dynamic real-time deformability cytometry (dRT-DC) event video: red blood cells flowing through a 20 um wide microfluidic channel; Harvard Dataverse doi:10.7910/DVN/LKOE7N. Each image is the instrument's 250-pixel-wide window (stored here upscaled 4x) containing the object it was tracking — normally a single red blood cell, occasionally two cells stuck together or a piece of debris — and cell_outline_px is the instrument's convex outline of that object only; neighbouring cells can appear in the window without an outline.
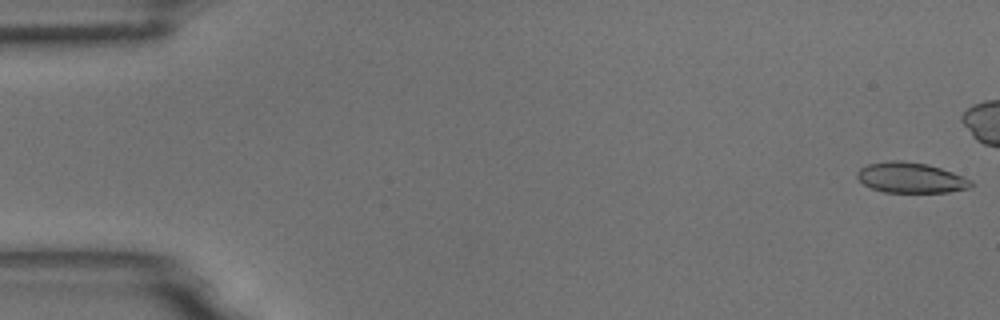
{"species": "common noctule bat (a hibernating species)", "species_latin": "Nyctalus noctula", "temperature_condition": "room temperature", "stored_images_in_passage": 24, "camera_frame_rate_fps": 3000, "um_per_image_px": 0.085, "animal": {"sex": "male", "body_mass_g": 18.8}, "frame": {"image": 1, "passage_image": 1, "time_ms": 0.0, "image_size_px": [1000, 320], "cell_outline_px": [[972, 184], [968, 188], [948, 192], [884, 192], [872, 188], [864, 184], [856, 176], [856, 172], [860, 168], [868, 164], [888, 160], [904, 160], [928, 164], [952, 172], [972, 180]], "centroid_in_image_um": [77.39, 15.09], "position_along_channel_um": 7.6, "area_um2": 20.17}}